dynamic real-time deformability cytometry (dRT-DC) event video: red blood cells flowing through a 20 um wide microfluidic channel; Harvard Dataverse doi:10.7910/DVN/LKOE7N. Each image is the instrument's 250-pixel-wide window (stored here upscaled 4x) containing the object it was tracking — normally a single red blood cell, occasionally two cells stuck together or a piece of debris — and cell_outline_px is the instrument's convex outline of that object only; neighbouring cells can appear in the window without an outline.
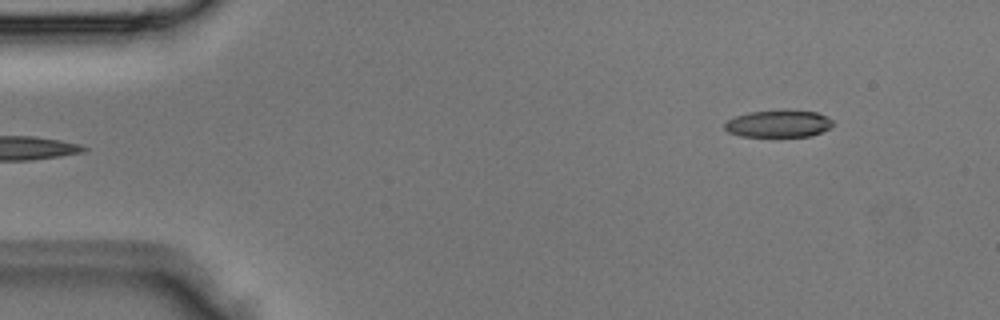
{"species": "Egyptian fruit bat (a non-hibernating species)", "species_latin": "Rousettus aegyptiacus", "temperature_condition": "room temperature", "stored_images_in_passage": 3, "camera_frame_rate_fps": 3000, "um_per_image_px": 0.085, "animal": {"sex": "male"}, "frame": {"image": 1, "passage_image": 3, "time_ms": 0.667, "image_size_px": [1000, 320], "cell_outline_px": [[832, 124], [828, 128], [812, 136], [740, 136], [728, 132], [724, 128], [724, 124], [728, 120], [736, 116], [748, 112], [784, 108], [816, 112], [828, 116], [832, 120]], "centroid_in_image_um": [66.16, 10.48], "position_along_channel_um": 18.8, "area_um2": 17.46}}